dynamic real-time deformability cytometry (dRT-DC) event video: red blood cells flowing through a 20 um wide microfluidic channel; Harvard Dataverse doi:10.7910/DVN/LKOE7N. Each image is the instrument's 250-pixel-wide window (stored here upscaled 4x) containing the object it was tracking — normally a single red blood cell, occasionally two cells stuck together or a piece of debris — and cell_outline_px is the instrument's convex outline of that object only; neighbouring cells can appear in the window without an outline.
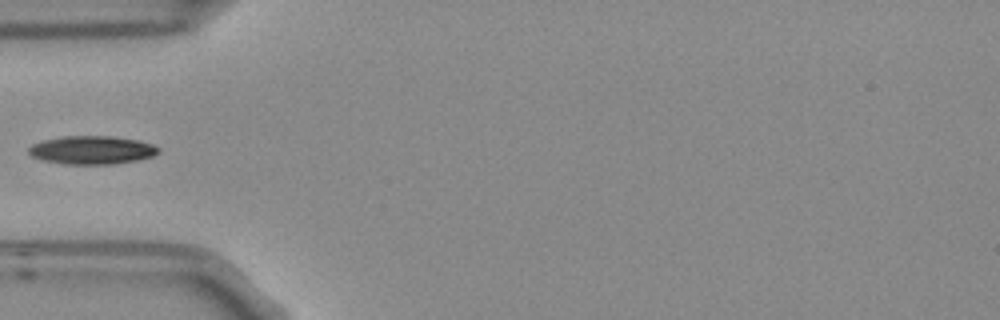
{"species": "Egyptian fruit bat (a non-hibernating species)", "species_latin": "Rousettus aegyptiacus", "temperature_condition": "room temperature", "stored_images_in_passage": 5, "camera_frame_rate_fps": 3000, "um_per_image_px": 0.085, "frame": {"image": 1, "passage_image": 5, "time_ms": 1.333, "image_size_px": [1000, 320], "cell_outline_px": [[160, 152], [152, 156], [136, 160], [112, 164], [64, 164], [44, 160], [32, 156], [28, 152], [28, 148], [32, 144], [44, 140], [60, 136], [112, 136], [140, 140], [152, 144], [160, 148]], "centroid_in_image_um": [7.82, 12.74], "position_along_channel_um": 77.2, "area_um2": 21.44}}